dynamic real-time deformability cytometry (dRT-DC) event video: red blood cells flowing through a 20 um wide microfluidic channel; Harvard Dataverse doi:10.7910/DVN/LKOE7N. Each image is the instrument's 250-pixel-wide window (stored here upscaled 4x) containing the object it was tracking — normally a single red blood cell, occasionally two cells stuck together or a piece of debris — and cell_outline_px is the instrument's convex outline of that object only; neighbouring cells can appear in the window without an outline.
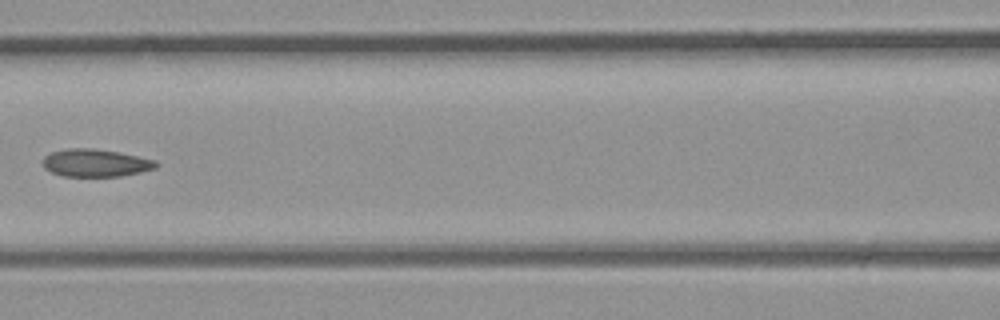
{"species": "common noctule bat (a hibernating species)", "species_latin": "Nyctalus noctula", "temperature_condition": "room temperature", "stored_images_in_passage": 4, "camera_frame_rate_fps": 3000, "um_per_image_px": 0.085, "animal": {"sex": "male", "body_mass_g": 23.1, "forearm_length_mm": 52.7}, "frame": {"image": 1, "passage_image": 4, "time_ms": 1.0, "image_size_px": [1000, 320], "cell_outline_px": [[160, 164], [156, 168], [140, 172], [120, 176], [64, 176], [52, 172], [44, 168], [44, 156], [52, 152], [68, 148], [92, 148], [116, 152], [156, 160]], "centroid_in_image_um": [8.14, 13.85], "position_along_channel_um": 158.5, "area_um2": 18.03}}